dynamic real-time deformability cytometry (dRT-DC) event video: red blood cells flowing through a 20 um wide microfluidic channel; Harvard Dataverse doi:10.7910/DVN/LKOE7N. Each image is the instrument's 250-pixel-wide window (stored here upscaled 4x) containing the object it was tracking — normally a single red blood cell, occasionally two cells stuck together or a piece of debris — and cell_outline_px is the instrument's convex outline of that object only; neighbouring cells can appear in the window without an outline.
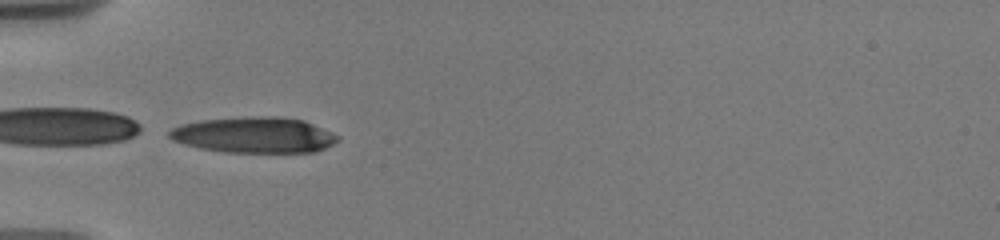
{"species": "human", "species_latin": "Homo sapiens", "temperature_condition": "warm", "stored_images_in_passage": 11, "camera_frame_rate_fps": 3000, "um_per_image_px": 0.085, "donor": {"sex": "male"}, "frame": {"image": 1, "passage_image": 1, "time_ms": 0.0, "image_size_px": [1000, 240], "cell_outline_px": [[340, 136], [332, 144], [316, 152], [224, 152], [200, 148], [184, 144], [172, 140], [168, 136], [168, 132], [172, 128], [180, 124], [200, 120], [248, 116], [276, 116], [304, 120], [332, 132]], "centroid_in_image_um": [21.58, 11.46], "position_along_channel_um": 63.4, "area_um2": 35.26}}
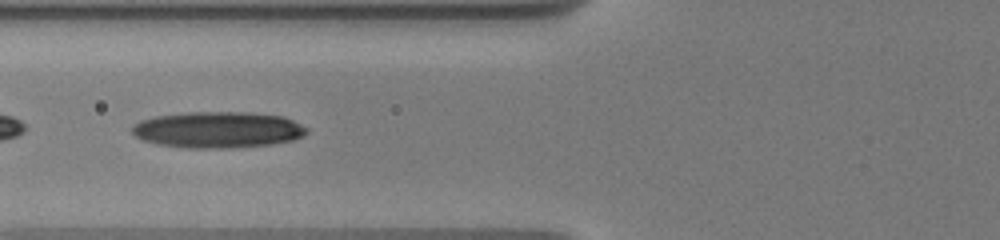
{"frame": {"image": 2, "passage_image": 10, "time_ms": 1.333, "image_size_px": [1000, 240], "cell_outline_px": [[308, 132], [304, 136], [292, 140], [272, 144], [228, 148], [188, 148], [156, 144], [144, 140], [136, 136], [132, 132], [132, 124], [140, 120], [156, 116], [188, 112], [252, 112], [284, 116], [308, 128]], "centroid_in_image_um": [18.53, 11.02], "position_along_channel_um": 107.3, "area_um2": 37.11}}